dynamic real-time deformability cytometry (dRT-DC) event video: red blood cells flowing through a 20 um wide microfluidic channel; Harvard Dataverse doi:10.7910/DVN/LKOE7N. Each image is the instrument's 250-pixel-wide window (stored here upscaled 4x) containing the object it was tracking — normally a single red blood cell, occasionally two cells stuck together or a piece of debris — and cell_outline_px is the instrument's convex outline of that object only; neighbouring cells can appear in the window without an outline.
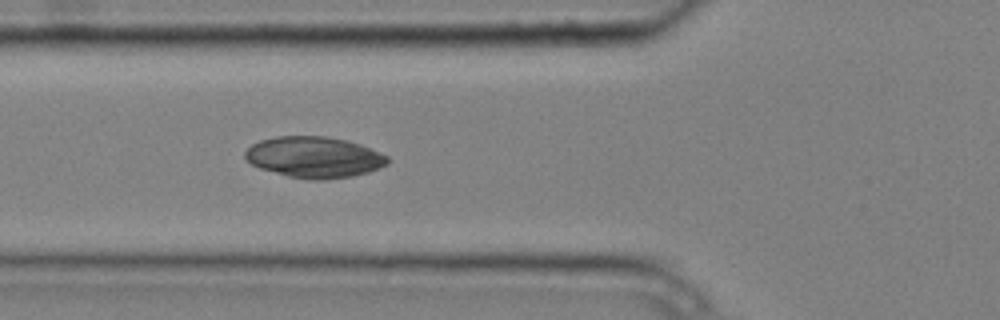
{"species": "common noctule bat (a hibernating species)", "species_latin": "Nyctalus noctula", "temperature_condition": "cold", "stored_images_in_passage": 5, "camera_frame_rate_fps": 3000, "um_per_image_px": 0.085, "animal": {"sex": "male", "body_mass_g": 20.4}, "frame": {"image": 1, "passage_image": 5, "time_ms": 1.333, "image_size_px": [1000, 320], "cell_outline_px": [[388, 164], [380, 168], [368, 172], [352, 176], [324, 180], [308, 180], [288, 176], [260, 168], [252, 164], [244, 156], [244, 152], [252, 144], [260, 140], [276, 136], [324, 136], [348, 140], [360, 144], [388, 156]], "centroid_in_image_um": [26.71, 13.36], "position_along_channel_um": 99.1, "area_um2": 34.16}}